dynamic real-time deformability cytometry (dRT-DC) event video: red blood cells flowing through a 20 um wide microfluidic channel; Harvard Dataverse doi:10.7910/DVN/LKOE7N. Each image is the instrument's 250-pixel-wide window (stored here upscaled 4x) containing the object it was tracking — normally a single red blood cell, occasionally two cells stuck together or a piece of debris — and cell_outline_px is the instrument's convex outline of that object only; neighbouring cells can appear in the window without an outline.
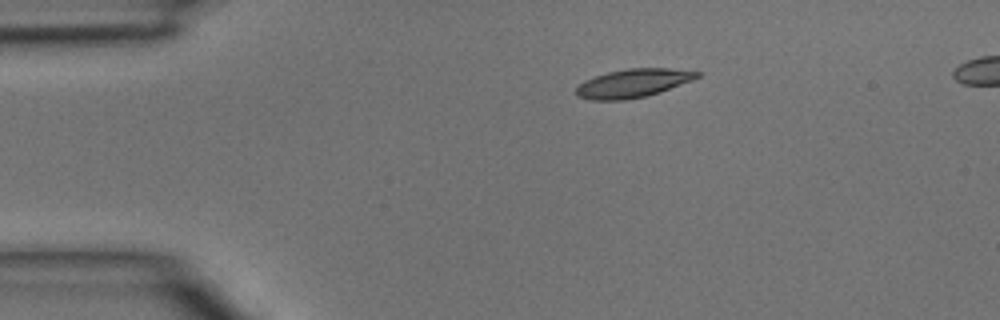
{"species": "common noctule bat (a hibernating species)", "species_latin": "Nyctalus noctula", "temperature_condition": "room temperature", "stored_images_in_passage": 2, "camera_frame_rate_fps": 3000, "um_per_image_px": 0.085, "animal": {"sex": "male", "body_mass_g": 15.6}, "frame": {"image": 1, "passage_image": 1, "time_ms": 0.0, "image_size_px": [1000, 320], "cell_outline_px": [[700, 76], [692, 80], [660, 92], [648, 96], [624, 100], [592, 100], [576, 96], [576, 88], [584, 80], [608, 72], [628, 68], [668, 68], [700, 72]], "centroid_in_image_um": [53.79, 7.08], "position_along_channel_um": 31.2, "area_um2": 20.0}}